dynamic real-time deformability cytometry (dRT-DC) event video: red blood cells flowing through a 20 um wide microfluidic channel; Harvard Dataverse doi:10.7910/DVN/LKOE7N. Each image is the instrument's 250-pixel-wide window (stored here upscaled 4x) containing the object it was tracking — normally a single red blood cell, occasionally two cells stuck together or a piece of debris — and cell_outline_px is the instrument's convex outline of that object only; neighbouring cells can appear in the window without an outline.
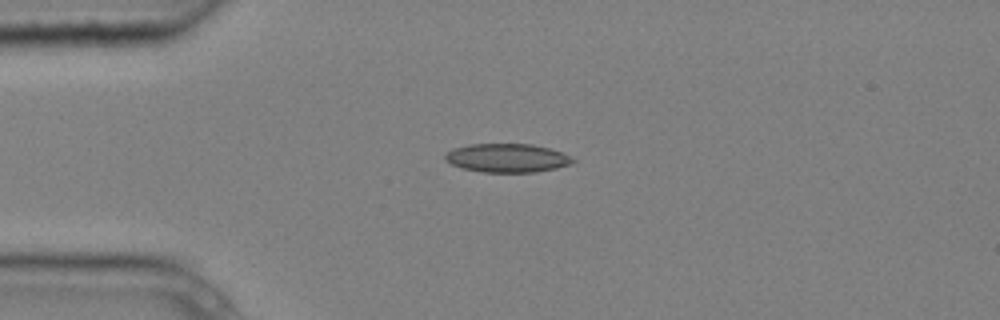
{"species": "common noctule bat (a hibernating species)", "species_latin": "Nyctalus noctula", "temperature_condition": "cold", "stored_images_in_passage": 9, "camera_frame_rate_fps": 3000, "um_per_image_px": 0.085, "animal": {"sex": "male", "body_mass_g": 20.4}, "frame": {"image": 1, "passage_image": 2, "time_ms": 0.333, "image_size_px": [1000, 320], "cell_outline_px": [[576, 160], [572, 164], [556, 168], [536, 172], [484, 172], [464, 168], [452, 164], [444, 160], [444, 156], [452, 148], [468, 144], [532, 144], [548, 148], [560, 152]], "centroid_in_image_um": [43.09, 13.42], "position_along_channel_um": 41.9, "area_um2": 21.21}}
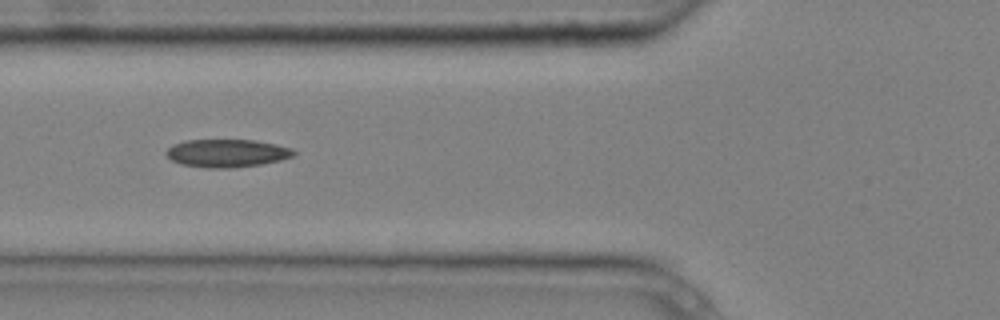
{"frame": {"image": 2, "passage_image": 4, "time_ms": 1.0, "image_size_px": [1000, 320], "cell_outline_px": [[296, 152], [292, 156], [280, 160], [260, 164], [232, 168], [208, 168], [180, 164], [172, 160], [164, 152], [172, 144], [184, 140], [256, 140], [276, 144], [292, 148]], "centroid_in_image_um": [19.26, 13.01], "position_along_channel_um": 106.5, "area_um2": 20.81}}